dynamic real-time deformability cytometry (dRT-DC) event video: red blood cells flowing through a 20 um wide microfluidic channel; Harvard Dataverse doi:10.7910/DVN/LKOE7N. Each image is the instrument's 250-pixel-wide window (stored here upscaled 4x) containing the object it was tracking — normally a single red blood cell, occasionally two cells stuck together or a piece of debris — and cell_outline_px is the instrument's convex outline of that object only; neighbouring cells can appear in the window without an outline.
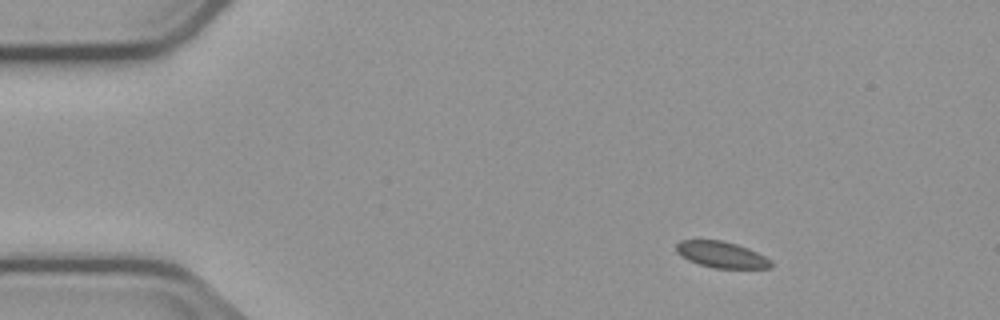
{"species": "common noctule bat (a hibernating species)", "species_latin": "Nyctalus noctula", "temperature_condition": "cold", "stored_images_in_passage": 3, "camera_frame_rate_fps": 3000, "um_per_image_px": 0.085, "animal": {"sex": "male", "body_mass_g": 23.1, "forearm_length_mm": 52.7}, "frame": {"image": 1, "passage_image": 1, "time_ms": 0.0, "image_size_px": [1000, 320], "cell_outline_px": [[772, 268], [712, 268], [688, 260], [680, 256], [676, 252], [676, 244], [680, 240], [720, 240], [736, 244], [748, 248], [772, 260]], "centroid_in_image_um": [61.31, 21.65], "position_along_channel_um": 23.7, "area_um2": 14.51}}